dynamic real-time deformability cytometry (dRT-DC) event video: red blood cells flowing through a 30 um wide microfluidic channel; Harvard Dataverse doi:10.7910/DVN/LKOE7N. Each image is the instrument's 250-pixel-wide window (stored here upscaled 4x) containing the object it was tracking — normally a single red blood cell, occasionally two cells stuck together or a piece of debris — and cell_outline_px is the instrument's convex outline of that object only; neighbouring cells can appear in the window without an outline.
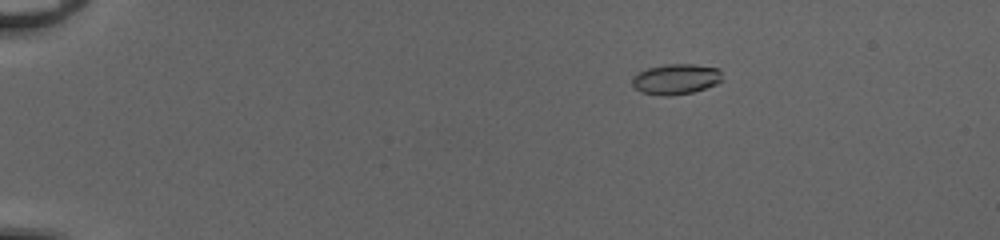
{"species": "common noctule bat (a hibernating species)", "species_latin": "Nyctalus noctula", "temperature_condition": "cold", "stored_images_in_passage": 54, "camera_frame_rate_fps": 3000, "um_per_image_px": 0.085, "animal": {"sex": "female", "body_mass_g": 20.0, "forearm_length_mm": 54.0}, "frame": {"image": 1, "passage_image": 11, "time_ms": 3.333, "image_size_px": [1000, 240], "cell_outline_px": [[724, 80], [716, 84], [692, 92], [668, 96], [660, 96], [640, 92], [632, 84], [632, 76], [636, 72], [648, 68], [668, 64], [696, 64], [720, 68]], "centroid_in_image_um": [57.46, 6.72], "position_along_channel_um": 27.5, "area_um2": 16.24}}
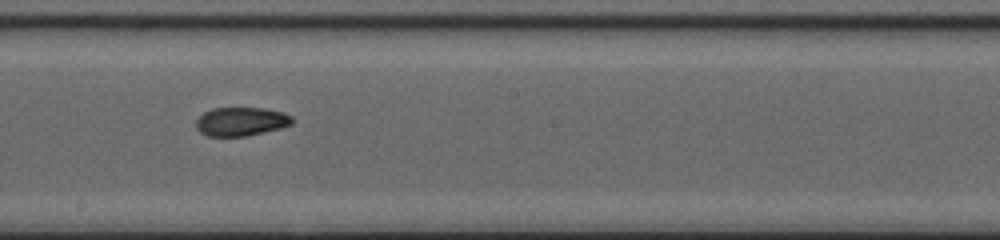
{"frame": {"image": 2, "passage_image": 33, "time_ms": 10.667, "image_size_px": [1000, 240], "cell_outline_px": [[292, 124], [280, 128], [248, 136], [208, 136], [200, 132], [196, 128], [196, 120], [204, 112], [212, 108], [264, 108], [284, 112], [292, 116]], "centroid_in_image_um": [20.49, 10.33], "position_along_channel_um": 227.7, "area_um2": 16.13}}
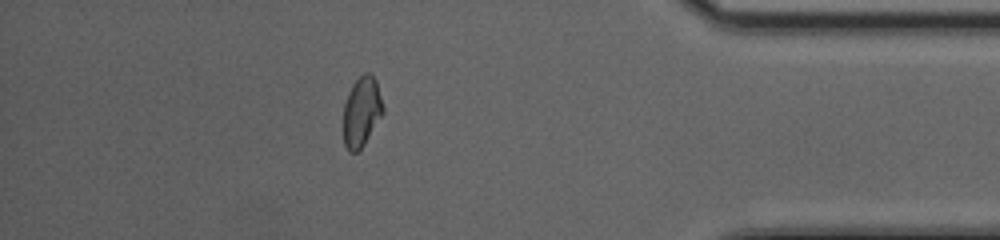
{"frame": {"image": 3, "passage_image": 48, "time_ms": 15.667, "image_size_px": [1000, 240], "cell_outline_px": [[384, 112], [364, 144], [356, 152], [348, 152], [344, 144], [344, 104], [348, 92], [352, 84], [364, 72], [368, 72], [376, 80], [384, 108]], "centroid_in_image_um": [30.73, 9.48], "position_along_channel_um": 404.5, "area_um2": 16.07}, "authors_computed_cell_mechanics": {"area_um2": 16.0106, "velocity_mm_per_s": 4.1136, "shape_relaxation_time_tau1_ms": null, "shape_relaxation_time_tau2_ms": 2.3582, "deformation_change_tau1": null, "deformation_change_tau2": 0.0673}}